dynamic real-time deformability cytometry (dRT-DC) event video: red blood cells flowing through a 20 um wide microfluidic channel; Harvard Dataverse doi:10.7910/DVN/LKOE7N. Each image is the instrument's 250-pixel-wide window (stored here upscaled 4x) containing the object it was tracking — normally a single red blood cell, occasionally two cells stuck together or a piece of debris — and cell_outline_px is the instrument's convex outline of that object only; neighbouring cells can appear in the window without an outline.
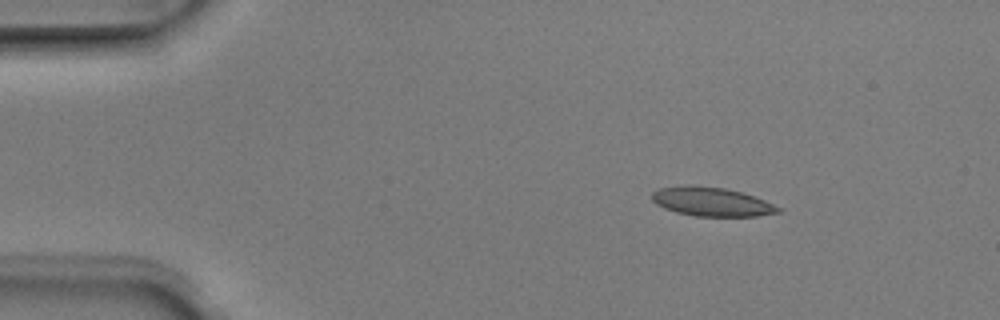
{"species": "Egyptian fruit bat (a non-hibernating species)", "species_latin": "Rousettus aegyptiacus", "temperature_condition": "room temperature", "stored_images_in_passage": 4, "camera_frame_rate_fps": 3000, "um_per_image_px": 0.085, "animal": {"sex": "male"}, "frame": {"image": 1, "passage_image": 4, "time_ms": 1.0, "image_size_px": [1000, 320], "cell_outline_px": [[784, 208], [780, 212], [756, 216], [696, 216], [676, 212], [664, 208], [656, 204], [652, 200], [652, 192], [660, 188], [684, 184], [692, 184], [724, 188], [744, 192]], "centroid_in_image_um": [60.49, 17.13], "position_along_channel_um": 24.5, "area_um2": 21.56}}